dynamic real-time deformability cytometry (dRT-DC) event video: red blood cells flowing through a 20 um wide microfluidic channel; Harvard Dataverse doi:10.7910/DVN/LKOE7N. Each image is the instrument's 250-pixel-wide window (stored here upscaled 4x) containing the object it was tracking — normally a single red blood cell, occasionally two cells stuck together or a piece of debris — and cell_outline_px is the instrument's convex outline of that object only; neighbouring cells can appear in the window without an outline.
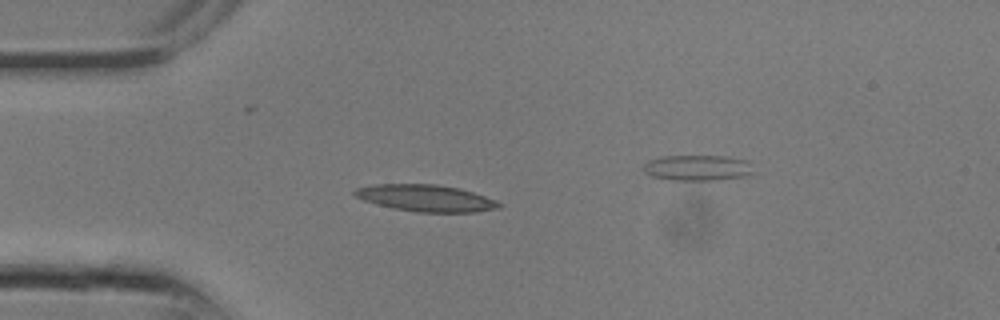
{"species": "common noctule bat (a hibernating species)", "species_latin": "Nyctalus noctula", "temperature_condition": "room temperature", "stored_images_in_passage": 10, "segment_of_instrument_passage": [1, 2], "camera_frame_rate_fps": 3000, "um_per_image_px": 0.085, "animal": {"sex": "male", "body_mass_g": 13.3}, "frame": {"image": 1, "passage_image": 5, "time_ms": 1.333, "image_size_px": [1000, 320], "cell_outline_px": [[504, 204], [496, 208], [476, 212], [416, 212], [392, 208], [376, 204], [364, 200], [356, 196], [352, 192], [356, 188], [372, 184], [436, 184], [460, 188], [496, 200]], "centroid_in_image_um": [36.18, 16.83], "position_along_channel_um": 48.8, "area_um2": 22.48}}
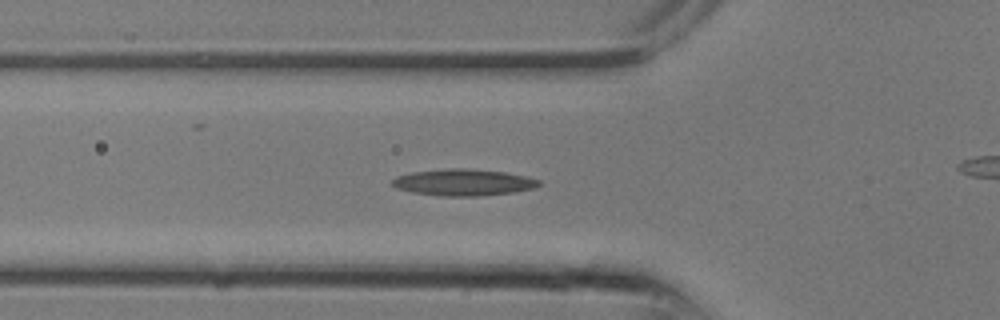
{"frame": {"image": 2, "passage_image": 7, "time_ms": 2.0, "image_size_px": [1000, 320], "cell_outline_px": [[540, 184], [532, 188], [512, 192], [476, 196], [444, 196], [412, 192], [396, 188], [392, 184], [392, 180], [396, 176], [412, 172], [448, 168], [468, 168], [504, 172], [528, 176], [540, 180]], "centroid_in_image_um": [39.37, 15.49], "position_along_channel_um": 86.4, "area_um2": 22.6}}
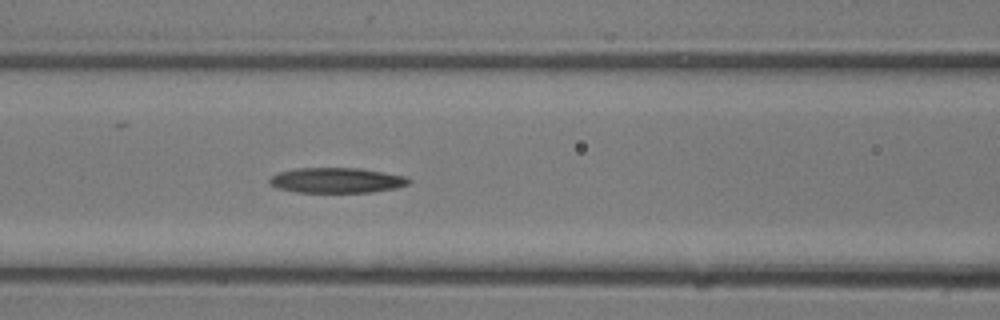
{"frame": {"image": 3, "passage_image": 9, "time_ms": 2.667, "image_size_px": [1000, 320], "cell_outline_px": [[412, 180], [408, 184], [396, 188], [372, 192], [296, 192], [276, 188], [268, 180], [272, 176], [280, 172], [296, 168], [360, 168], [408, 176]], "centroid_in_image_um": [28.66, 15.32], "position_along_channel_um": 137.9, "area_um2": 20.52}}